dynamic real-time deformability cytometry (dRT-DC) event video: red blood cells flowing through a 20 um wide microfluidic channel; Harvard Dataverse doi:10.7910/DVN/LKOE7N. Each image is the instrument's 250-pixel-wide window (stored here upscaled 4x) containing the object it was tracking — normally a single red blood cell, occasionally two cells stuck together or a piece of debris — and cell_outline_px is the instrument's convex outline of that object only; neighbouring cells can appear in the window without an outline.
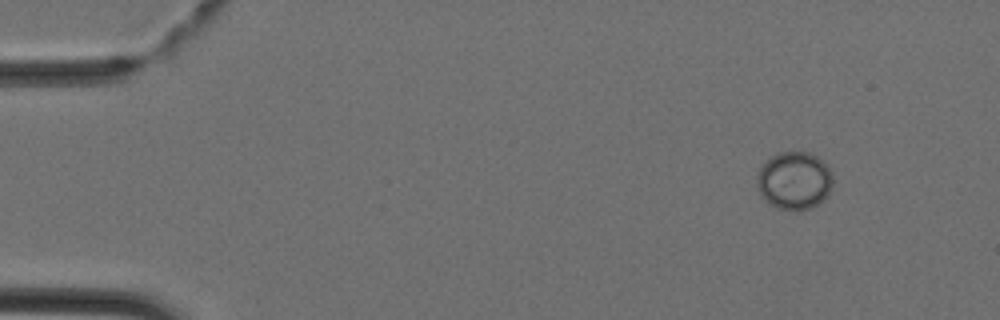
{"species": "Egyptian fruit bat (a non-hibernating species)", "species_latin": "Rousettus aegyptiacus", "temperature_condition": "cold", "stored_images_in_passage": 4, "camera_frame_rate_fps": 3000, "um_per_image_px": 0.085, "animal": {"sex": "female"}, "frame": {"image": 1, "passage_image": 1, "time_ms": 0.0, "image_size_px": [1000, 320], "cell_outline_px": [[832, 188], [828, 196], [816, 204], [800, 212], [792, 212], [776, 208], [760, 192], [756, 184], [760, 168], [776, 152], [808, 152], [816, 156], [832, 172]], "centroid_in_image_um": [67.53, 15.37], "position_along_channel_um": 17.5, "area_um2": 25.43}}